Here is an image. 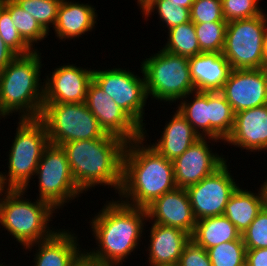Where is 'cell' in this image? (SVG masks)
<instances>
[{
	"label": "cell",
	"instance_id": "cell-19",
	"mask_svg": "<svg viewBox=\"0 0 267 266\" xmlns=\"http://www.w3.org/2000/svg\"><path fill=\"white\" fill-rule=\"evenodd\" d=\"M75 235L73 230L61 228L48 239L25 247V251H31L36 246L32 266H72L84 251L79 245L78 235Z\"/></svg>",
	"mask_w": 267,
	"mask_h": 266
},
{
	"label": "cell",
	"instance_id": "cell-10",
	"mask_svg": "<svg viewBox=\"0 0 267 266\" xmlns=\"http://www.w3.org/2000/svg\"><path fill=\"white\" fill-rule=\"evenodd\" d=\"M38 179L36 199L50 204L56 211L83 193L77 186L61 146L49 144L43 151L34 178ZM58 209V210H57Z\"/></svg>",
	"mask_w": 267,
	"mask_h": 266
},
{
	"label": "cell",
	"instance_id": "cell-32",
	"mask_svg": "<svg viewBox=\"0 0 267 266\" xmlns=\"http://www.w3.org/2000/svg\"><path fill=\"white\" fill-rule=\"evenodd\" d=\"M194 26L202 53H222L227 22L198 23Z\"/></svg>",
	"mask_w": 267,
	"mask_h": 266
},
{
	"label": "cell",
	"instance_id": "cell-33",
	"mask_svg": "<svg viewBox=\"0 0 267 266\" xmlns=\"http://www.w3.org/2000/svg\"><path fill=\"white\" fill-rule=\"evenodd\" d=\"M27 11L38 24L49 34L55 26L58 8L62 0H14ZM53 25V26H52ZM50 26V27H49Z\"/></svg>",
	"mask_w": 267,
	"mask_h": 266
},
{
	"label": "cell",
	"instance_id": "cell-20",
	"mask_svg": "<svg viewBox=\"0 0 267 266\" xmlns=\"http://www.w3.org/2000/svg\"><path fill=\"white\" fill-rule=\"evenodd\" d=\"M149 228V256L146 260L149 266L177 265L191 235L181 229L156 223H151Z\"/></svg>",
	"mask_w": 267,
	"mask_h": 266
},
{
	"label": "cell",
	"instance_id": "cell-42",
	"mask_svg": "<svg viewBox=\"0 0 267 266\" xmlns=\"http://www.w3.org/2000/svg\"><path fill=\"white\" fill-rule=\"evenodd\" d=\"M169 2L177 5V7L182 6L184 8L191 9L194 0H169Z\"/></svg>",
	"mask_w": 267,
	"mask_h": 266
},
{
	"label": "cell",
	"instance_id": "cell-17",
	"mask_svg": "<svg viewBox=\"0 0 267 266\" xmlns=\"http://www.w3.org/2000/svg\"><path fill=\"white\" fill-rule=\"evenodd\" d=\"M147 221L175 227L192 235L196 219L186 189L176 188L164 193L146 207Z\"/></svg>",
	"mask_w": 267,
	"mask_h": 266
},
{
	"label": "cell",
	"instance_id": "cell-31",
	"mask_svg": "<svg viewBox=\"0 0 267 266\" xmlns=\"http://www.w3.org/2000/svg\"><path fill=\"white\" fill-rule=\"evenodd\" d=\"M246 251L242 236L207 250L212 266H246Z\"/></svg>",
	"mask_w": 267,
	"mask_h": 266
},
{
	"label": "cell",
	"instance_id": "cell-26",
	"mask_svg": "<svg viewBox=\"0 0 267 266\" xmlns=\"http://www.w3.org/2000/svg\"><path fill=\"white\" fill-rule=\"evenodd\" d=\"M209 138L224 141L231 134L235 113L220 91L208 92Z\"/></svg>",
	"mask_w": 267,
	"mask_h": 266
},
{
	"label": "cell",
	"instance_id": "cell-23",
	"mask_svg": "<svg viewBox=\"0 0 267 266\" xmlns=\"http://www.w3.org/2000/svg\"><path fill=\"white\" fill-rule=\"evenodd\" d=\"M161 137L153 144L160 155L173 161L182 155L200 136L194 131L187 120L176 110L169 121H166Z\"/></svg>",
	"mask_w": 267,
	"mask_h": 266
},
{
	"label": "cell",
	"instance_id": "cell-43",
	"mask_svg": "<svg viewBox=\"0 0 267 266\" xmlns=\"http://www.w3.org/2000/svg\"><path fill=\"white\" fill-rule=\"evenodd\" d=\"M264 52H265L266 67H267V27L265 30Z\"/></svg>",
	"mask_w": 267,
	"mask_h": 266
},
{
	"label": "cell",
	"instance_id": "cell-45",
	"mask_svg": "<svg viewBox=\"0 0 267 266\" xmlns=\"http://www.w3.org/2000/svg\"><path fill=\"white\" fill-rule=\"evenodd\" d=\"M264 198V207L267 209V194H263Z\"/></svg>",
	"mask_w": 267,
	"mask_h": 266
},
{
	"label": "cell",
	"instance_id": "cell-41",
	"mask_svg": "<svg viewBox=\"0 0 267 266\" xmlns=\"http://www.w3.org/2000/svg\"><path fill=\"white\" fill-rule=\"evenodd\" d=\"M72 266H111L99 260H96L83 251L79 257L74 261Z\"/></svg>",
	"mask_w": 267,
	"mask_h": 266
},
{
	"label": "cell",
	"instance_id": "cell-14",
	"mask_svg": "<svg viewBox=\"0 0 267 266\" xmlns=\"http://www.w3.org/2000/svg\"><path fill=\"white\" fill-rule=\"evenodd\" d=\"M210 141L214 144L222 142L214 138L200 137L182 155L172 161L177 188L187 189L197 184L228 161V156L226 159L222 154L213 153L209 145Z\"/></svg>",
	"mask_w": 267,
	"mask_h": 266
},
{
	"label": "cell",
	"instance_id": "cell-27",
	"mask_svg": "<svg viewBox=\"0 0 267 266\" xmlns=\"http://www.w3.org/2000/svg\"><path fill=\"white\" fill-rule=\"evenodd\" d=\"M179 101L178 112L200 137L209 138L208 92L195 90Z\"/></svg>",
	"mask_w": 267,
	"mask_h": 266
},
{
	"label": "cell",
	"instance_id": "cell-28",
	"mask_svg": "<svg viewBox=\"0 0 267 266\" xmlns=\"http://www.w3.org/2000/svg\"><path fill=\"white\" fill-rule=\"evenodd\" d=\"M0 4L10 13L14 26L22 39L34 50L35 43L43 41L48 34L27 11L14 0H0ZM34 47V48H33Z\"/></svg>",
	"mask_w": 267,
	"mask_h": 266
},
{
	"label": "cell",
	"instance_id": "cell-7",
	"mask_svg": "<svg viewBox=\"0 0 267 266\" xmlns=\"http://www.w3.org/2000/svg\"><path fill=\"white\" fill-rule=\"evenodd\" d=\"M145 58L140 62V68L144 74L147 95L151 100L178 103V100L195 91L188 57L160 49Z\"/></svg>",
	"mask_w": 267,
	"mask_h": 266
},
{
	"label": "cell",
	"instance_id": "cell-22",
	"mask_svg": "<svg viewBox=\"0 0 267 266\" xmlns=\"http://www.w3.org/2000/svg\"><path fill=\"white\" fill-rule=\"evenodd\" d=\"M195 90L221 91L232 70L222 53H201L188 58Z\"/></svg>",
	"mask_w": 267,
	"mask_h": 266
},
{
	"label": "cell",
	"instance_id": "cell-6",
	"mask_svg": "<svg viewBox=\"0 0 267 266\" xmlns=\"http://www.w3.org/2000/svg\"><path fill=\"white\" fill-rule=\"evenodd\" d=\"M17 124L7 156L8 172L0 171V184L2 189L27 191L43 151L50 143L45 125L39 119H20Z\"/></svg>",
	"mask_w": 267,
	"mask_h": 266
},
{
	"label": "cell",
	"instance_id": "cell-15",
	"mask_svg": "<svg viewBox=\"0 0 267 266\" xmlns=\"http://www.w3.org/2000/svg\"><path fill=\"white\" fill-rule=\"evenodd\" d=\"M66 64L45 75L43 103H85L94 69Z\"/></svg>",
	"mask_w": 267,
	"mask_h": 266
},
{
	"label": "cell",
	"instance_id": "cell-36",
	"mask_svg": "<svg viewBox=\"0 0 267 266\" xmlns=\"http://www.w3.org/2000/svg\"><path fill=\"white\" fill-rule=\"evenodd\" d=\"M241 236L247 250L267 248V209L265 207Z\"/></svg>",
	"mask_w": 267,
	"mask_h": 266
},
{
	"label": "cell",
	"instance_id": "cell-47",
	"mask_svg": "<svg viewBox=\"0 0 267 266\" xmlns=\"http://www.w3.org/2000/svg\"><path fill=\"white\" fill-rule=\"evenodd\" d=\"M0 266H8V265H7V264H6V265H3V263H2V264L0 263ZM9 266H10V265H9ZM13 266H14V265H13Z\"/></svg>",
	"mask_w": 267,
	"mask_h": 266
},
{
	"label": "cell",
	"instance_id": "cell-8",
	"mask_svg": "<svg viewBox=\"0 0 267 266\" xmlns=\"http://www.w3.org/2000/svg\"><path fill=\"white\" fill-rule=\"evenodd\" d=\"M39 120L45 125L49 143L57 146L108 135L85 103H43Z\"/></svg>",
	"mask_w": 267,
	"mask_h": 266
},
{
	"label": "cell",
	"instance_id": "cell-18",
	"mask_svg": "<svg viewBox=\"0 0 267 266\" xmlns=\"http://www.w3.org/2000/svg\"><path fill=\"white\" fill-rule=\"evenodd\" d=\"M224 143L241 151H267V104L235 113L233 129Z\"/></svg>",
	"mask_w": 267,
	"mask_h": 266
},
{
	"label": "cell",
	"instance_id": "cell-21",
	"mask_svg": "<svg viewBox=\"0 0 267 266\" xmlns=\"http://www.w3.org/2000/svg\"><path fill=\"white\" fill-rule=\"evenodd\" d=\"M95 6L88 3L62 0L59 5L57 20L53 28L55 37L61 41L78 38L92 32L98 24Z\"/></svg>",
	"mask_w": 267,
	"mask_h": 266
},
{
	"label": "cell",
	"instance_id": "cell-24",
	"mask_svg": "<svg viewBox=\"0 0 267 266\" xmlns=\"http://www.w3.org/2000/svg\"><path fill=\"white\" fill-rule=\"evenodd\" d=\"M258 193L238 188L230 196L226 204L224 216L235 225L241 235L246 231L255 217L264 207V198L261 188Z\"/></svg>",
	"mask_w": 267,
	"mask_h": 266
},
{
	"label": "cell",
	"instance_id": "cell-25",
	"mask_svg": "<svg viewBox=\"0 0 267 266\" xmlns=\"http://www.w3.org/2000/svg\"><path fill=\"white\" fill-rule=\"evenodd\" d=\"M240 237L241 233L224 215L197 220L191 235V239L205 250Z\"/></svg>",
	"mask_w": 267,
	"mask_h": 266
},
{
	"label": "cell",
	"instance_id": "cell-35",
	"mask_svg": "<svg viewBox=\"0 0 267 266\" xmlns=\"http://www.w3.org/2000/svg\"><path fill=\"white\" fill-rule=\"evenodd\" d=\"M261 0H221L225 21L242 20L261 15L264 11L259 5Z\"/></svg>",
	"mask_w": 267,
	"mask_h": 266
},
{
	"label": "cell",
	"instance_id": "cell-3",
	"mask_svg": "<svg viewBox=\"0 0 267 266\" xmlns=\"http://www.w3.org/2000/svg\"><path fill=\"white\" fill-rule=\"evenodd\" d=\"M126 144L121 138L108 134L60 146L66 153L72 176L84 194L98 185L111 187L119 194Z\"/></svg>",
	"mask_w": 267,
	"mask_h": 266
},
{
	"label": "cell",
	"instance_id": "cell-5",
	"mask_svg": "<svg viewBox=\"0 0 267 266\" xmlns=\"http://www.w3.org/2000/svg\"><path fill=\"white\" fill-rule=\"evenodd\" d=\"M27 192L24 189L0 192V224L23 248L48 239L58 230L49 225L57 211L45 201L34 202L24 197Z\"/></svg>",
	"mask_w": 267,
	"mask_h": 266
},
{
	"label": "cell",
	"instance_id": "cell-39",
	"mask_svg": "<svg viewBox=\"0 0 267 266\" xmlns=\"http://www.w3.org/2000/svg\"><path fill=\"white\" fill-rule=\"evenodd\" d=\"M246 266H267V248L247 250Z\"/></svg>",
	"mask_w": 267,
	"mask_h": 266
},
{
	"label": "cell",
	"instance_id": "cell-38",
	"mask_svg": "<svg viewBox=\"0 0 267 266\" xmlns=\"http://www.w3.org/2000/svg\"><path fill=\"white\" fill-rule=\"evenodd\" d=\"M178 266H212L207 250L196 244L192 239L186 244Z\"/></svg>",
	"mask_w": 267,
	"mask_h": 266
},
{
	"label": "cell",
	"instance_id": "cell-34",
	"mask_svg": "<svg viewBox=\"0 0 267 266\" xmlns=\"http://www.w3.org/2000/svg\"><path fill=\"white\" fill-rule=\"evenodd\" d=\"M0 37L17 55H27L34 51L20 36L10 17V13L0 4Z\"/></svg>",
	"mask_w": 267,
	"mask_h": 266
},
{
	"label": "cell",
	"instance_id": "cell-4",
	"mask_svg": "<svg viewBox=\"0 0 267 266\" xmlns=\"http://www.w3.org/2000/svg\"><path fill=\"white\" fill-rule=\"evenodd\" d=\"M41 54L18 55L0 72V120L17 112L19 120L39 119L44 100Z\"/></svg>",
	"mask_w": 267,
	"mask_h": 266
},
{
	"label": "cell",
	"instance_id": "cell-37",
	"mask_svg": "<svg viewBox=\"0 0 267 266\" xmlns=\"http://www.w3.org/2000/svg\"><path fill=\"white\" fill-rule=\"evenodd\" d=\"M190 20L194 24L227 22L223 18L221 0H194L190 9Z\"/></svg>",
	"mask_w": 267,
	"mask_h": 266
},
{
	"label": "cell",
	"instance_id": "cell-46",
	"mask_svg": "<svg viewBox=\"0 0 267 266\" xmlns=\"http://www.w3.org/2000/svg\"><path fill=\"white\" fill-rule=\"evenodd\" d=\"M146 0H137V6H141Z\"/></svg>",
	"mask_w": 267,
	"mask_h": 266
},
{
	"label": "cell",
	"instance_id": "cell-16",
	"mask_svg": "<svg viewBox=\"0 0 267 266\" xmlns=\"http://www.w3.org/2000/svg\"><path fill=\"white\" fill-rule=\"evenodd\" d=\"M234 113L267 104V67L232 69L220 91Z\"/></svg>",
	"mask_w": 267,
	"mask_h": 266
},
{
	"label": "cell",
	"instance_id": "cell-12",
	"mask_svg": "<svg viewBox=\"0 0 267 266\" xmlns=\"http://www.w3.org/2000/svg\"><path fill=\"white\" fill-rule=\"evenodd\" d=\"M229 165L226 161L213 174L186 189L196 221L224 214L230 196L239 186Z\"/></svg>",
	"mask_w": 267,
	"mask_h": 266
},
{
	"label": "cell",
	"instance_id": "cell-29",
	"mask_svg": "<svg viewBox=\"0 0 267 266\" xmlns=\"http://www.w3.org/2000/svg\"><path fill=\"white\" fill-rule=\"evenodd\" d=\"M167 31V42L163 45V50L188 58L202 53L192 21L174 26Z\"/></svg>",
	"mask_w": 267,
	"mask_h": 266
},
{
	"label": "cell",
	"instance_id": "cell-11",
	"mask_svg": "<svg viewBox=\"0 0 267 266\" xmlns=\"http://www.w3.org/2000/svg\"><path fill=\"white\" fill-rule=\"evenodd\" d=\"M126 68L93 70V81L114 102L126 111L143 129H145V106L147 104V91L145 78ZM141 77V78H140Z\"/></svg>",
	"mask_w": 267,
	"mask_h": 266
},
{
	"label": "cell",
	"instance_id": "cell-1",
	"mask_svg": "<svg viewBox=\"0 0 267 266\" xmlns=\"http://www.w3.org/2000/svg\"><path fill=\"white\" fill-rule=\"evenodd\" d=\"M146 136L149 137L147 130L143 129L142 138L126 144L122 185L117 195L120 201L139 208H146L164 193L177 188L172 161L147 144Z\"/></svg>",
	"mask_w": 267,
	"mask_h": 266
},
{
	"label": "cell",
	"instance_id": "cell-13",
	"mask_svg": "<svg viewBox=\"0 0 267 266\" xmlns=\"http://www.w3.org/2000/svg\"><path fill=\"white\" fill-rule=\"evenodd\" d=\"M85 104L106 134L119 137L126 143L143 137V128L93 80L88 86Z\"/></svg>",
	"mask_w": 267,
	"mask_h": 266
},
{
	"label": "cell",
	"instance_id": "cell-30",
	"mask_svg": "<svg viewBox=\"0 0 267 266\" xmlns=\"http://www.w3.org/2000/svg\"><path fill=\"white\" fill-rule=\"evenodd\" d=\"M140 12L143 18L148 20V17L154 13H158L160 26L164 24L163 28L167 30L182 23H187L190 20V9L182 6L174 5L169 0H146L140 7ZM163 22V23H162Z\"/></svg>",
	"mask_w": 267,
	"mask_h": 266
},
{
	"label": "cell",
	"instance_id": "cell-40",
	"mask_svg": "<svg viewBox=\"0 0 267 266\" xmlns=\"http://www.w3.org/2000/svg\"><path fill=\"white\" fill-rule=\"evenodd\" d=\"M18 55L10 49L0 37V72Z\"/></svg>",
	"mask_w": 267,
	"mask_h": 266
},
{
	"label": "cell",
	"instance_id": "cell-9",
	"mask_svg": "<svg viewBox=\"0 0 267 266\" xmlns=\"http://www.w3.org/2000/svg\"><path fill=\"white\" fill-rule=\"evenodd\" d=\"M267 14L227 22L222 54L232 69L266 68L264 52Z\"/></svg>",
	"mask_w": 267,
	"mask_h": 266
},
{
	"label": "cell",
	"instance_id": "cell-44",
	"mask_svg": "<svg viewBox=\"0 0 267 266\" xmlns=\"http://www.w3.org/2000/svg\"><path fill=\"white\" fill-rule=\"evenodd\" d=\"M264 181L265 182L260 185V188H261L263 194H267V179Z\"/></svg>",
	"mask_w": 267,
	"mask_h": 266
},
{
	"label": "cell",
	"instance_id": "cell-2",
	"mask_svg": "<svg viewBox=\"0 0 267 266\" xmlns=\"http://www.w3.org/2000/svg\"><path fill=\"white\" fill-rule=\"evenodd\" d=\"M147 220L146 208L111 199L89 220L97 246L94 250L89 248L84 251L105 264L122 266L131 253L140 247Z\"/></svg>",
	"mask_w": 267,
	"mask_h": 266
}]
</instances>
